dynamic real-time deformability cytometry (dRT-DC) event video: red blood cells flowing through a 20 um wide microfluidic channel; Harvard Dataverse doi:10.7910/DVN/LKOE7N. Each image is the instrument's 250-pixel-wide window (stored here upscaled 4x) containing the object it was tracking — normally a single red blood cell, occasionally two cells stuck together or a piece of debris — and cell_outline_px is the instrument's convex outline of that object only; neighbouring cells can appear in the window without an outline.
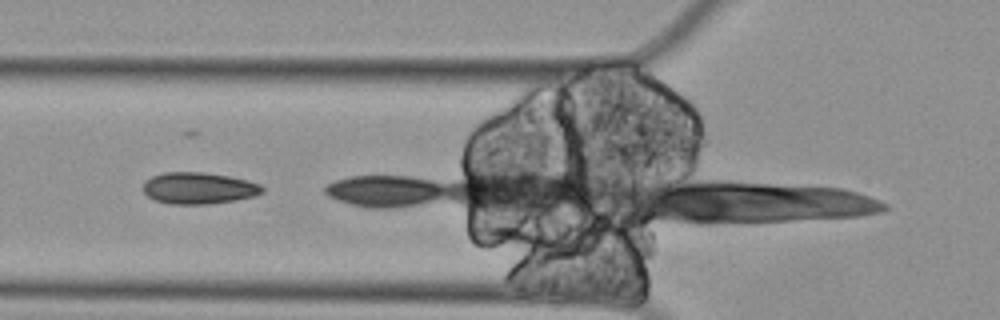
{"species": "Egyptian fruit bat (a non-hibernating species)", "species_latin": "Rousettus aegyptiacus", "temperature_condition": "cold", "stored_images_in_passage": 26, "camera_frame_rate_fps": 3000, "um_per_image_px": 0.085, "animal": {"sex": "female"}, "frame": {"image": 1, "passage_image": 5, "time_ms": 1.333, "image_size_px": [1000, 320], "cell_outline_px": [[264, 192], [256, 196], [236, 200], [208, 204], [168, 204], [156, 200], [148, 196], [144, 192], [144, 180], [152, 176], [164, 172], [204, 172], [228, 176], [248, 180], [260, 184], [264, 188]], "centroid_in_image_um": [16.91, 15.99], "position_along_channel_um": 108.9, "area_um2": 22.08}}
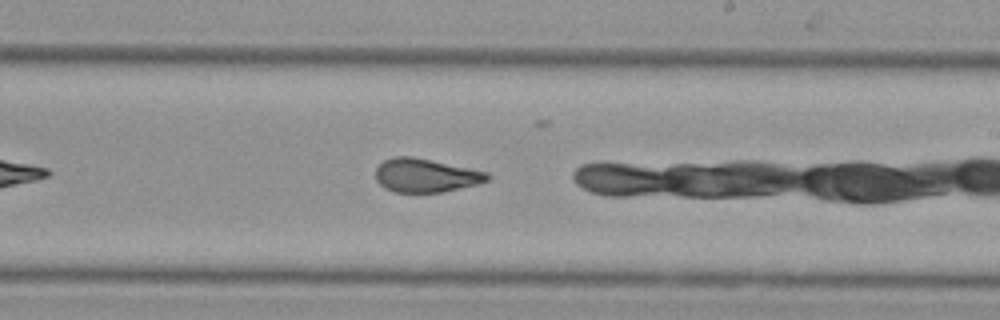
{"frame": {"image": 2, "passage_image": 18, "time_ms": 5.667, "image_size_px": [1000, 320], "cell_outline_px": [[492, 176], [488, 180], [476, 184], [444, 192], [396, 192], [384, 188], [376, 180], [376, 168], [384, 160], [392, 156], [412, 156], [488, 172]], "centroid_in_image_um": [36.17, 14.9], "position_along_channel_um": 252.8, "area_um2": 21.85}}
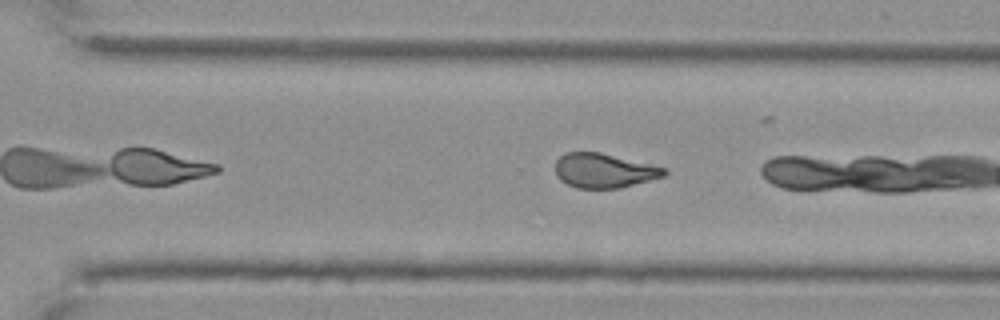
{"frame": {"image": 3, "passage_image": 24, "time_ms": 7.667, "image_size_px": [1000, 320], "cell_outline_px": [[668, 172], [664, 176], [620, 188], [576, 188], [560, 180], [556, 176], [556, 160], [564, 152], [600, 152], [668, 168]], "centroid_in_image_um": [51.34, 14.49], "position_along_channel_um": 319.3, "area_um2": 21.91}}